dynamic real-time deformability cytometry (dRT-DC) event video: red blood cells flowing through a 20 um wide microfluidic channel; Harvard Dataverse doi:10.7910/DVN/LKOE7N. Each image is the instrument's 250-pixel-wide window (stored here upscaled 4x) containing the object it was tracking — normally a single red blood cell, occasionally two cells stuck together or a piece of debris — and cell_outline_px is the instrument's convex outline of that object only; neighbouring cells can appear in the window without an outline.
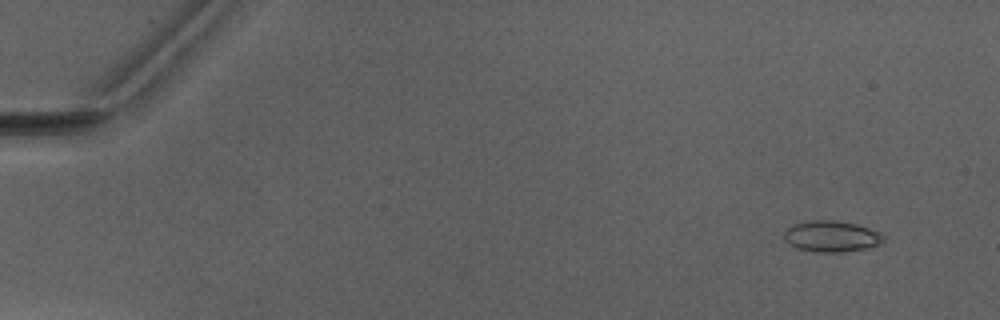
{"species": "Egyptian fruit bat (a non-hibernating species)", "species_latin": "Rousettus aegyptiacus", "temperature_condition": "warm", "stored_images_in_passage": 6, "camera_frame_rate_fps": 3000, "um_per_image_px": 0.085, "animal": {"sex": "male"}, "frame": {"image": 1, "passage_image": 2, "time_ms": 1.0, "image_size_px": [1000, 320], "cell_outline_px": [[884, 240], [880, 244], [864, 248], [844, 252], [816, 252], [796, 248], [784, 240], [784, 232], [792, 224], [808, 220], [836, 220], [856, 224], [880, 232], [884, 236]], "centroid_in_image_um": [70.65, 20.08], "position_along_channel_um": 14.4, "area_um2": 18.09}}